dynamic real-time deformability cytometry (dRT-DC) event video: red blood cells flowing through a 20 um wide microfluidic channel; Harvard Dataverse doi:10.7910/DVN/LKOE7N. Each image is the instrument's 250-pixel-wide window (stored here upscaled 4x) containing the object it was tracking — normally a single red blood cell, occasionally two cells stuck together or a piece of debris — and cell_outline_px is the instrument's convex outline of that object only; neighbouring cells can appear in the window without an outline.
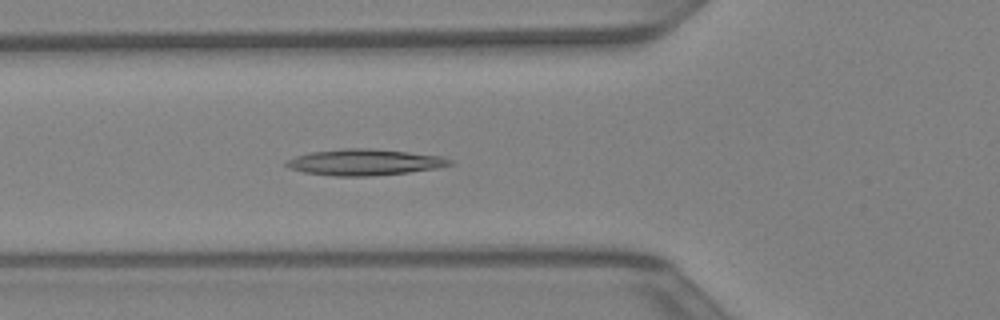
{"species": "Egyptian fruit bat (a non-hibernating species)", "species_latin": "Rousettus aegyptiacus", "temperature_condition": "warm", "stored_images_in_passage": 37, "camera_frame_rate_fps": 3000, "um_per_image_px": 0.085, "animal": {"sex": "female"}, "frame": {"image": 1, "passage_image": 10, "time_ms": 3.0, "image_size_px": [1000, 320], "cell_outline_px": [[456, 164], [440, 168], [408, 172], [372, 176], [336, 176], [304, 172], [288, 168], [284, 164], [284, 160], [308, 152], [344, 148], [368, 148], [408, 152], [444, 156], [452, 160]], "centroid_in_image_um": [31.0, 13.78], "position_along_channel_um": 94.8, "area_um2": 25.26}}
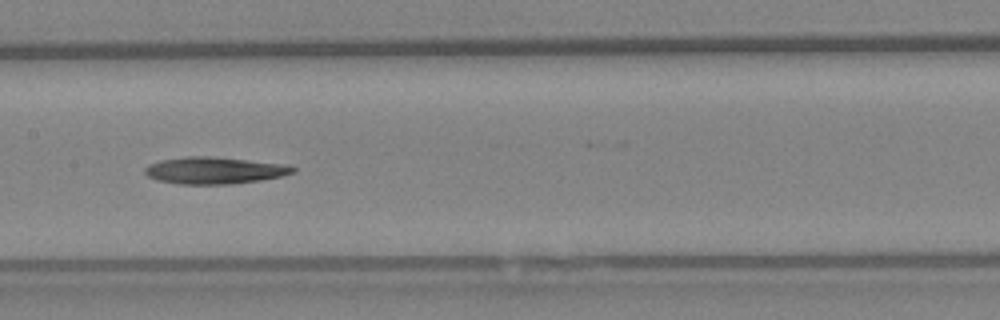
{"frame": {"image": 2, "passage_image": 16, "time_ms": 5.0, "image_size_px": [1000, 320], "cell_outline_px": [[296, 172], [280, 176], [260, 180], [232, 184], [180, 184], [156, 180], [148, 176], [144, 172], [144, 168], [148, 164], [160, 160], [184, 156], [208, 156], [288, 164], [296, 168]], "centroid_in_image_um": [18.21, 14.48], "position_along_channel_um": 189.2, "area_um2": 23.29}}
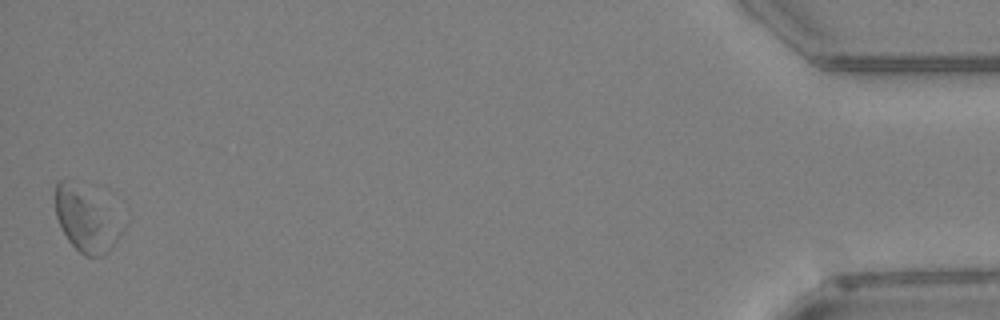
{"frame": {"image": 3, "passage_image": 37, "time_ms": 12.0, "image_size_px": [1000, 320], "cell_outline_px": [[128, 220], [120, 236], [100, 256], [84, 256], [68, 240], [56, 216], [56, 184], [60, 180], [64, 180]], "centroid_in_image_um": [7.37, 18.75], "position_along_channel_um": 427.8, "area_um2": 23.81}}